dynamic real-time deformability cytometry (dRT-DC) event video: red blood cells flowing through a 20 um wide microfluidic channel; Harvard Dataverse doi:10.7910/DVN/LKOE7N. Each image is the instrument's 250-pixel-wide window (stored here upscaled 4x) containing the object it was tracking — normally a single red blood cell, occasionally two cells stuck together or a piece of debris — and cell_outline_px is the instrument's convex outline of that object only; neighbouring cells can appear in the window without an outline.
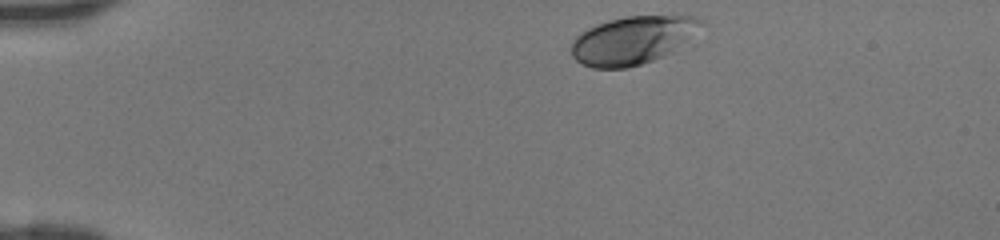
{"species": "human", "species_latin": "Homo sapiens", "temperature_condition": "room temperature", "stored_images_in_passage": 35, "camera_frame_rate_fps": 3000, "um_per_image_px": 0.085, "donor": {"sex": "female"}, "frame": {"image": 1, "passage_image": 1, "time_ms": 0.0, "image_size_px": [1000, 240], "cell_outline_px": [[708, 24], [688, 40], [672, 52], [664, 56], [640, 64], [624, 68], [592, 68], [580, 64], [572, 56], [572, 40], [580, 32], [596, 24], [608, 20], [624, 16], [696, 16], [704, 20]], "centroid_in_image_um": [53.81, 3.4], "position_along_channel_um": 31.2, "area_um2": 36.7}}
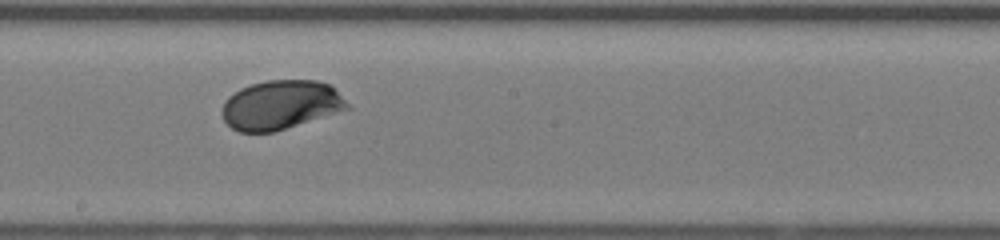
{"frame": {"image": 2, "passage_image": 19, "time_ms": 6.0, "image_size_px": [1000, 240], "cell_outline_px": [[352, 108], [272, 132], [240, 132], [232, 128], [224, 120], [220, 112], [224, 100], [228, 96], [240, 88], [252, 84], [268, 80], [316, 80], [328, 84]], "centroid_in_image_um": [23.8, 8.92], "position_along_channel_um": 224.4, "area_um2": 35.6}}
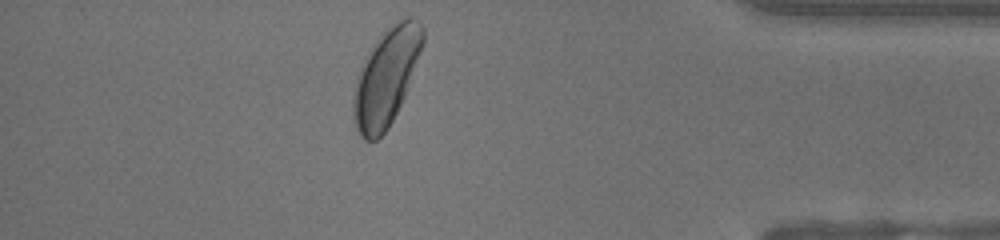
{"frame": {"image": 3, "passage_image": 33, "time_ms": 10.667, "image_size_px": [1000, 240], "cell_outline_px": [[424, 40], [420, 52], [404, 96], [388, 128], [376, 140], [364, 140], [360, 136], [356, 128], [352, 116], [352, 100], [356, 76], [372, 44], [396, 20], [408, 16], [412, 16], [424, 28]], "centroid_in_image_um": [32.79, 6.54], "position_along_channel_um": 402.4, "area_um2": 38.96}}